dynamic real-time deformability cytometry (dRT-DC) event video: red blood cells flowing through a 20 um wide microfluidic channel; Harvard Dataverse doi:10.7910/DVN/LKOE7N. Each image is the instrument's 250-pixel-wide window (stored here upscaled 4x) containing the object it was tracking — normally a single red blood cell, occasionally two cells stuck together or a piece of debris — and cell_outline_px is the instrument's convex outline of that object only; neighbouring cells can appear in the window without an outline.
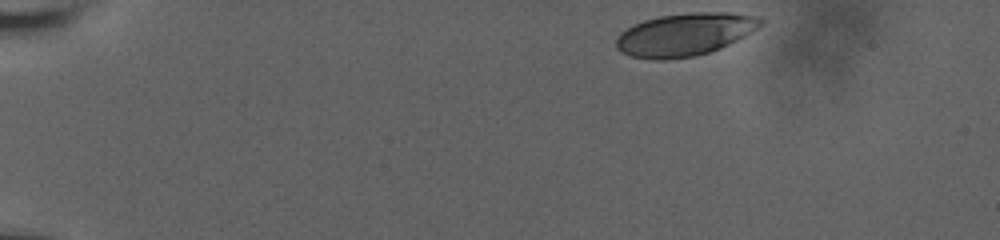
{"species": "human", "species_latin": "Homo sapiens", "temperature_condition": "room temperature", "stored_images_in_passage": 22, "camera_frame_rate_fps": 3000, "um_per_image_px": 0.085, "donor": {"sex": "male"}, "frame": {"image": 1, "passage_image": 1, "time_ms": 0.0, "image_size_px": [1000, 240], "cell_outline_px": [[764, 24], [744, 36], [720, 48], [696, 56], [664, 60], [652, 60], [632, 56], [616, 48], [616, 40], [620, 32], [632, 24], [644, 20], [660, 16], [692, 12], [732, 12], [756, 16], [764, 20]], "centroid_in_image_um": [58.21, 2.92], "position_along_channel_um": 26.8, "area_um2": 36.01}}
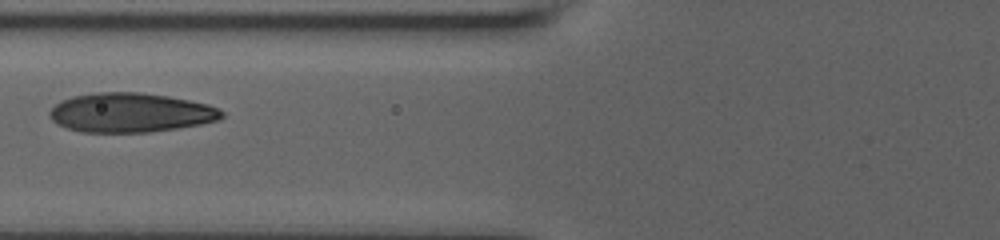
{"frame": {"image": 2, "passage_image": 13, "time_ms": 5.333, "image_size_px": [1000, 240], "cell_outline_px": [[224, 116], [220, 120], [200, 124], [176, 128], [148, 132], [80, 132], [56, 124], [48, 116], [48, 112], [60, 100], [72, 96], [96, 92], [140, 92], [168, 96], [208, 104], [224, 112]], "centroid_in_image_um": [11.06, 9.57], "position_along_channel_um": 114.7, "area_um2": 39.54}}
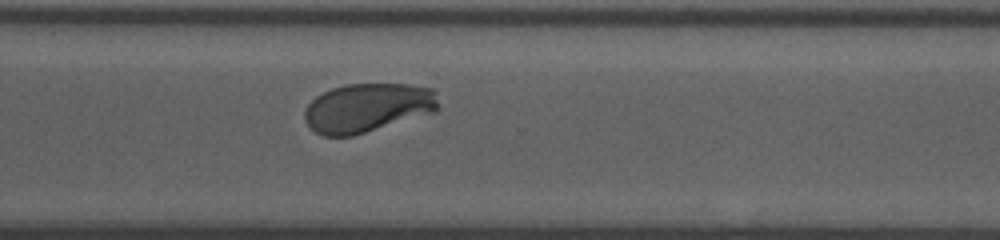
{"frame": {"image": 3, "passage_image": 22, "time_ms": 11.333, "image_size_px": [1000, 240], "cell_outline_px": [[440, 108], [436, 112], [352, 136], [324, 136], [316, 132], [304, 120], [304, 112], [308, 104], [316, 96], [332, 88], [348, 84], [408, 84], [436, 88], [440, 104]], "centroid_in_image_um": [31.31, 9.15], "position_along_channel_um": 339.3, "area_um2": 38.55}}